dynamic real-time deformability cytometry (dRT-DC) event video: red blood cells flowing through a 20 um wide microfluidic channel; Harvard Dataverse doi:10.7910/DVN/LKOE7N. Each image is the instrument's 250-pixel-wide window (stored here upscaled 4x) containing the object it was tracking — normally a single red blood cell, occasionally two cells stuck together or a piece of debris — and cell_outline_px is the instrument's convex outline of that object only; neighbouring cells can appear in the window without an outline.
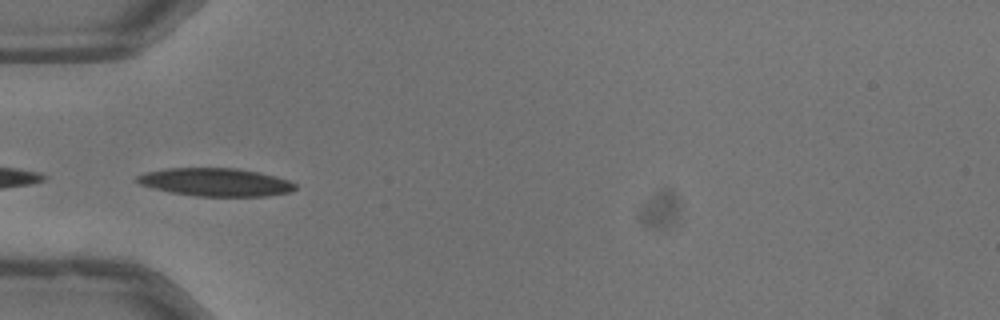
{"species": "common noctule bat (a hibernating species)", "species_latin": "Nyctalus noctula", "temperature_condition": "warm", "stored_images_in_passage": 33, "camera_frame_rate_fps": 3000, "um_per_image_px": 0.085, "animal": {"sex": "male", "body_mass_g": 13.3}, "frame": {"image": 1, "passage_image": 17, "time_ms": 5.333, "image_size_px": [1000, 320], "cell_outline_px": [[296, 188], [292, 192], [264, 196], [196, 196], [168, 192], [140, 184], [136, 180], [136, 176], [144, 172], [164, 168], [236, 168], [276, 176], [288, 180], [296, 184]], "centroid_in_image_um": [18.3, 15.48], "position_along_channel_um": 66.7, "area_um2": 25.89}}
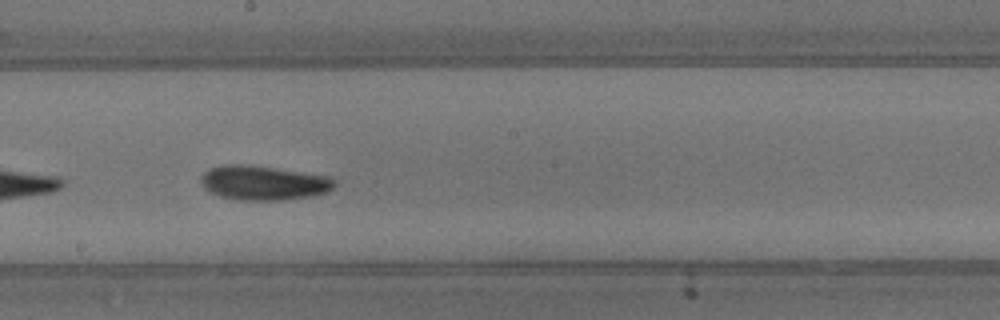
{"frame": {"image": 2, "passage_image": 29, "time_ms": 9.333, "image_size_px": [1000, 320], "cell_outline_px": [[336, 184], [332, 188], [324, 192], [312, 196], [284, 200], [236, 200], [220, 196], [204, 188], [200, 180], [200, 176], [208, 168], [224, 164], [248, 164], [332, 176], [336, 180]], "centroid_in_image_um": [22.39, 15.53], "position_along_channel_um": 225.8, "area_um2": 27.11}}